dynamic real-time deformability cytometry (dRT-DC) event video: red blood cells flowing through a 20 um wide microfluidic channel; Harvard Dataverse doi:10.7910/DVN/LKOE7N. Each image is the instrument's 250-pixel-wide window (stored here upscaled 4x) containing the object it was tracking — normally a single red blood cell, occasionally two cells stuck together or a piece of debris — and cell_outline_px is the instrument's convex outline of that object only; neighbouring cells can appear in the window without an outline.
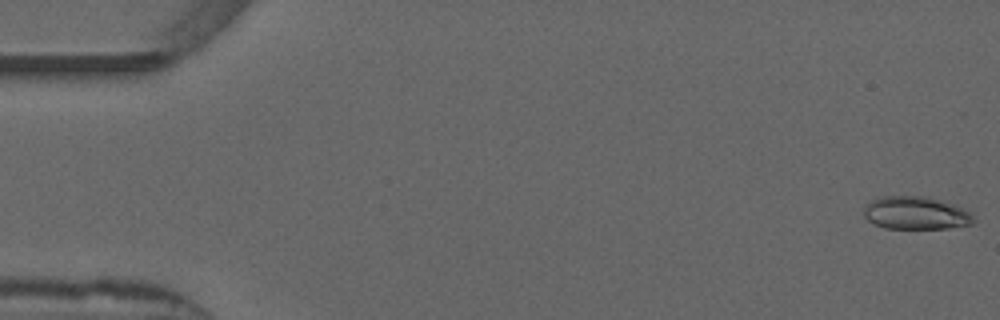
{"species": "common noctule bat (a hibernating species)", "species_latin": "Nyctalus noctula", "temperature_condition": "warm", "stored_images_in_passage": 43, "camera_frame_rate_fps": 3000, "um_per_image_px": 0.085, "animal": {"sex": "male", "forearm_length_mm": 52.5}, "frame": {"image": 1, "passage_image": 1, "time_ms": 0.0, "image_size_px": [1000, 320], "cell_outline_px": [[976, 220], [972, 224], [948, 228], [884, 228], [868, 220], [864, 216], [864, 204], [880, 196], [924, 196], [956, 204], [972, 212]], "centroid_in_image_um": [77.88, 18.1], "position_along_channel_um": 7.1, "area_um2": 21.27}}
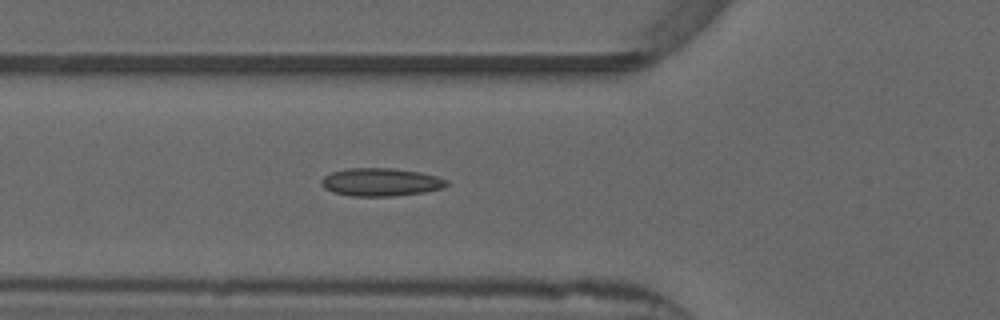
{"frame": {"image": 2, "passage_image": 19, "time_ms": 6.0, "image_size_px": [1000, 320], "cell_outline_px": [[448, 184], [444, 188], [424, 192], [392, 196], [352, 196], [332, 192], [324, 188], [320, 184], [320, 180], [324, 176], [332, 172], [348, 168], [392, 168], [420, 172], [436, 176], [448, 180]], "centroid_in_image_um": [32.35, 15.48], "position_along_channel_um": 93.4, "area_um2": 20.52}}
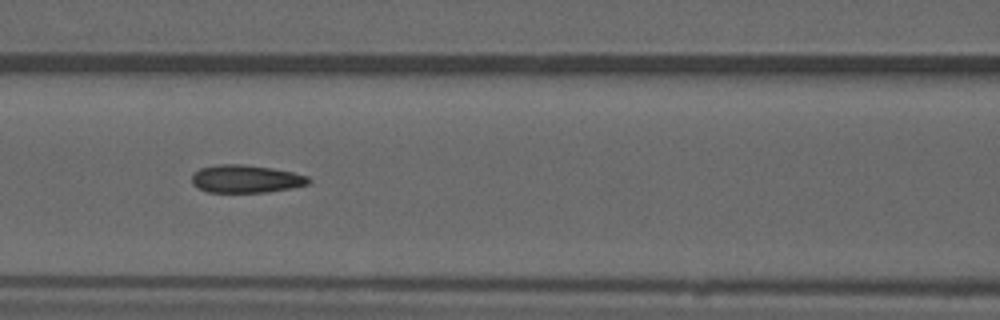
{"frame": {"image": 3, "passage_image": 23, "time_ms": 7.333, "image_size_px": [1000, 320], "cell_outline_px": [[312, 180], [308, 184], [292, 188], [268, 192], [208, 192], [192, 184], [192, 172], [200, 168], [216, 164], [244, 164], [272, 168], [292, 172], [308, 176]], "centroid_in_image_um": [20.9, 15.2], "position_along_channel_um": 145.7, "area_um2": 19.07}, "authors_computed_cell_mechanics": {"area_um2": 19.363, "velocity_mm_per_s": 3.8801, "shape_relaxation_time_tau1_ms": null, "shape_relaxation_time_tau2_ms": 2.1077, "deformation_change_tau1": null, "deformation_change_tau2": 0.0842}}